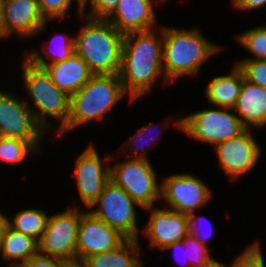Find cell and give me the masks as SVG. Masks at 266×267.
Segmentation results:
<instances>
[{
	"label": "cell",
	"instance_id": "f546056e",
	"mask_svg": "<svg viewBox=\"0 0 266 267\" xmlns=\"http://www.w3.org/2000/svg\"><path fill=\"white\" fill-rule=\"evenodd\" d=\"M40 11L47 21L63 20L74 0H37Z\"/></svg>",
	"mask_w": 266,
	"mask_h": 267
},
{
	"label": "cell",
	"instance_id": "9a60e30c",
	"mask_svg": "<svg viewBox=\"0 0 266 267\" xmlns=\"http://www.w3.org/2000/svg\"><path fill=\"white\" fill-rule=\"evenodd\" d=\"M167 207L161 209L151 206L143 209L150 211V217L142 232L149 239L150 246L160 250L180 241L189 233V216Z\"/></svg>",
	"mask_w": 266,
	"mask_h": 267
},
{
	"label": "cell",
	"instance_id": "30bf717a",
	"mask_svg": "<svg viewBox=\"0 0 266 267\" xmlns=\"http://www.w3.org/2000/svg\"><path fill=\"white\" fill-rule=\"evenodd\" d=\"M44 134L26 101L0 91V136L28 140L38 150Z\"/></svg>",
	"mask_w": 266,
	"mask_h": 267
},
{
	"label": "cell",
	"instance_id": "484cf974",
	"mask_svg": "<svg viewBox=\"0 0 266 267\" xmlns=\"http://www.w3.org/2000/svg\"><path fill=\"white\" fill-rule=\"evenodd\" d=\"M240 45L253 55L243 60L266 59V25L249 29L236 36Z\"/></svg>",
	"mask_w": 266,
	"mask_h": 267
},
{
	"label": "cell",
	"instance_id": "8d00e7d4",
	"mask_svg": "<svg viewBox=\"0 0 266 267\" xmlns=\"http://www.w3.org/2000/svg\"><path fill=\"white\" fill-rule=\"evenodd\" d=\"M65 267H88V264L84 259L75 258L65 260Z\"/></svg>",
	"mask_w": 266,
	"mask_h": 267
},
{
	"label": "cell",
	"instance_id": "e575fe53",
	"mask_svg": "<svg viewBox=\"0 0 266 267\" xmlns=\"http://www.w3.org/2000/svg\"><path fill=\"white\" fill-rule=\"evenodd\" d=\"M232 4L236 9L249 11L266 6V0H232Z\"/></svg>",
	"mask_w": 266,
	"mask_h": 267
},
{
	"label": "cell",
	"instance_id": "e0dca14e",
	"mask_svg": "<svg viewBox=\"0 0 266 267\" xmlns=\"http://www.w3.org/2000/svg\"><path fill=\"white\" fill-rule=\"evenodd\" d=\"M164 0H156V4ZM153 0H119L107 20L123 35L153 30L156 23Z\"/></svg>",
	"mask_w": 266,
	"mask_h": 267
},
{
	"label": "cell",
	"instance_id": "cb8c5ba5",
	"mask_svg": "<svg viewBox=\"0 0 266 267\" xmlns=\"http://www.w3.org/2000/svg\"><path fill=\"white\" fill-rule=\"evenodd\" d=\"M58 35L59 34L54 35L50 40V42L53 41L51 43H54V44L58 43V44L57 45L51 44L53 45V49H50V46H48L47 52L44 51V53L47 54L51 60L46 61L43 58L42 54L36 50L34 51L31 50L30 53H25L26 54L25 58L29 62H31L34 66H37L40 68H44L45 66L49 64L57 63L65 59H68L75 52L74 50L75 37H69L66 34L64 35L63 33H61L60 36ZM54 46L56 48H54Z\"/></svg>",
	"mask_w": 266,
	"mask_h": 267
},
{
	"label": "cell",
	"instance_id": "7402d4cb",
	"mask_svg": "<svg viewBox=\"0 0 266 267\" xmlns=\"http://www.w3.org/2000/svg\"><path fill=\"white\" fill-rule=\"evenodd\" d=\"M138 241V239H127L114 250L95 254L84 260L88 267H142L143 261L138 257L141 250Z\"/></svg>",
	"mask_w": 266,
	"mask_h": 267
},
{
	"label": "cell",
	"instance_id": "8fae6325",
	"mask_svg": "<svg viewBox=\"0 0 266 267\" xmlns=\"http://www.w3.org/2000/svg\"><path fill=\"white\" fill-rule=\"evenodd\" d=\"M161 183V200L173 211L189 215L207 204L211 197L208 185L192 174H172Z\"/></svg>",
	"mask_w": 266,
	"mask_h": 267
},
{
	"label": "cell",
	"instance_id": "836d02e7",
	"mask_svg": "<svg viewBox=\"0 0 266 267\" xmlns=\"http://www.w3.org/2000/svg\"><path fill=\"white\" fill-rule=\"evenodd\" d=\"M22 267H65V260L43 255L38 252Z\"/></svg>",
	"mask_w": 266,
	"mask_h": 267
},
{
	"label": "cell",
	"instance_id": "d4e9b609",
	"mask_svg": "<svg viewBox=\"0 0 266 267\" xmlns=\"http://www.w3.org/2000/svg\"><path fill=\"white\" fill-rule=\"evenodd\" d=\"M30 152L39 153V150L37 151L28 140L0 136V159L2 161L21 162Z\"/></svg>",
	"mask_w": 266,
	"mask_h": 267
},
{
	"label": "cell",
	"instance_id": "4316f807",
	"mask_svg": "<svg viewBox=\"0 0 266 267\" xmlns=\"http://www.w3.org/2000/svg\"><path fill=\"white\" fill-rule=\"evenodd\" d=\"M185 246L190 267H210L216 260L210 255L208 246L201 244L194 236L188 233L180 240Z\"/></svg>",
	"mask_w": 266,
	"mask_h": 267
},
{
	"label": "cell",
	"instance_id": "7c38bea8",
	"mask_svg": "<svg viewBox=\"0 0 266 267\" xmlns=\"http://www.w3.org/2000/svg\"><path fill=\"white\" fill-rule=\"evenodd\" d=\"M262 147L256 142L251 129H245L237 137L218 143L217 151L220 168L230 180H236L257 165Z\"/></svg>",
	"mask_w": 266,
	"mask_h": 267
},
{
	"label": "cell",
	"instance_id": "83f0119b",
	"mask_svg": "<svg viewBox=\"0 0 266 267\" xmlns=\"http://www.w3.org/2000/svg\"><path fill=\"white\" fill-rule=\"evenodd\" d=\"M249 82L266 88V59L241 60L236 63Z\"/></svg>",
	"mask_w": 266,
	"mask_h": 267
},
{
	"label": "cell",
	"instance_id": "f1b7e54d",
	"mask_svg": "<svg viewBox=\"0 0 266 267\" xmlns=\"http://www.w3.org/2000/svg\"><path fill=\"white\" fill-rule=\"evenodd\" d=\"M153 125H155V126H157L156 124H154V123H150L149 125H147V126H142L141 128H140V130H138L137 131V133L133 136V137H130V139L126 142V146H128L129 145V143L131 144L132 143V145H134L135 146V148L133 149V153H132V155L131 154H127L126 156L128 157V158H136V159H145V160H148V158H147V156H146V151L144 152V149H145V146H146V148H149L150 147V144L151 143H155V142H157V140H159L158 139V136L159 135H157L156 136V134L155 135H152V134H154V132L155 131H153ZM158 128V127H157ZM150 129H152V134L150 135V138H151V143H149L148 144V142L146 141L147 139H149V136H148V134L146 135V132H150ZM156 132H158V131H156ZM148 138H147V137ZM147 139H146V138ZM160 137V136H159ZM146 139V140H143V139ZM153 139V140H152ZM142 140V141H141ZM145 141V142H144ZM129 142V143H128ZM140 142V143H139ZM142 142V143H141ZM144 143H145V145H144ZM144 145V146H141V145ZM137 145V146H136ZM141 152V153H140ZM133 154H134V156H133Z\"/></svg>",
	"mask_w": 266,
	"mask_h": 267
},
{
	"label": "cell",
	"instance_id": "6da1fadb",
	"mask_svg": "<svg viewBox=\"0 0 266 267\" xmlns=\"http://www.w3.org/2000/svg\"><path fill=\"white\" fill-rule=\"evenodd\" d=\"M159 32L160 38L153 30L124 35L119 76L130 103L148 93L159 76L168 83L162 69L163 26Z\"/></svg>",
	"mask_w": 266,
	"mask_h": 267
},
{
	"label": "cell",
	"instance_id": "7a4b0ae2",
	"mask_svg": "<svg viewBox=\"0 0 266 267\" xmlns=\"http://www.w3.org/2000/svg\"><path fill=\"white\" fill-rule=\"evenodd\" d=\"M201 31L163 27L162 69L165 80L194 76L207 59L221 51V47L207 40Z\"/></svg>",
	"mask_w": 266,
	"mask_h": 267
},
{
	"label": "cell",
	"instance_id": "603a6c76",
	"mask_svg": "<svg viewBox=\"0 0 266 267\" xmlns=\"http://www.w3.org/2000/svg\"><path fill=\"white\" fill-rule=\"evenodd\" d=\"M9 217V227L40 241L46 228L48 215L42 209H24Z\"/></svg>",
	"mask_w": 266,
	"mask_h": 267
},
{
	"label": "cell",
	"instance_id": "d6a6232c",
	"mask_svg": "<svg viewBox=\"0 0 266 267\" xmlns=\"http://www.w3.org/2000/svg\"><path fill=\"white\" fill-rule=\"evenodd\" d=\"M188 216H189V233L192 236H194L201 244H204V245L207 246V243L206 242H207V240H209V238L213 234L212 233V229H213L212 226L210 225L208 227V230L209 231L202 232V233H204V235H202V233H199L200 228H201V226H200L201 223L200 222H201L202 219L206 220V218L205 217H202V218L199 217V218H197L195 212L190 213Z\"/></svg>",
	"mask_w": 266,
	"mask_h": 267
},
{
	"label": "cell",
	"instance_id": "4fadbf2b",
	"mask_svg": "<svg viewBox=\"0 0 266 267\" xmlns=\"http://www.w3.org/2000/svg\"><path fill=\"white\" fill-rule=\"evenodd\" d=\"M100 159L96 148L90 144L75 161L74 175L77 180L78 194L86 208L90 207L110 181L111 165L106 161L114 158L108 155L103 161Z\"/></svg>",
	"mask_w": 266,
	"mask_h": 267
},
{
	"label": "cell",
	"instance_id": "5b68a950",
	"mask_svg": "<svg viewBox=\"0 0 266 267\" xmlns=\"http://www.w3.org/2000/svg\"><path fill=\"white\" fill-rule=\"evenodd\" d=\"M22 73V80H24L23 83L30 100L38 109H33L26 102L32 110L35 120L46 132L53 127L48 123L47 117L58 119L61 123L53 128H58L57 132H60L67 125L70 116L71 96L53 83L44 68L34 66L25 57Z\"/></svg>",
	"mask_w": 266,
	"mask_h": 267
},
{
	"label": "cell",
	"instance_id": "60d3db41",
	"mask_svg": "<svg viewBox=\"0 0 266 267\" xmlns=\"http://www.w3.org/2000/svg\"><path fill=\"white\" fill-rule=\"evenodd\" d=\"M210 267H227V265H225L224 263H220L218 261H216L212 266Z\"/></svg>",
	"mask_w": 266,
	"mask_h": 267
},
{
	"label": "cell",
	"instance_id": "ab89813d",
	"mask_svg": "<svg viewBox=\"0 0 266 267\" xmlns=\"http://www.w3.org/2000/svg\"><path fill=\"white\" fill-rule=\"evenodd\" d=\"M0 38H5V31L3 26V0H0Z\"/></svg>",
	"mask_w": 266,
	"mask_h": 267
},
{
	"label": "cell",
	"instance_id": "ac0fdd59",
	"mask_svg": "<svg viewBox=\"0 0 266 267\" xmlns=\"http://www.w3.org/2000/svg\"><path fill=\"white\" fill-rule=\"evenodd\" d=\"M232 110H235L239 120L245 129L262 128L266 126V88L255 85L245 79L237 102Z\"/></svg>",
	"mask_w": 266,
	"mask_h": 267
},
{
	"label": "cell",
	"instance_id": "44dd1931",
	"mask_svg": "<svg viewBox=\"0 0 266 267\" xmlns=\"http://www.w3.org/2000/svg\"><path fill=\"white\" fill-rule=\"evenodd\" d=\"M38 252L39 245L36 239L7 227L0 241V253L3 261H10L8 267H22Z\"/></svg>",
	"mask_w": 266,
	"mask_h": 267
},
{
	"label": "cell",
	"instance_id": "277c9868",
	"mask_svg": "<svg viewBox=\"0 0 266 267\" xmlns=\"http://www.w3.org/2000/svg\"><path fill=\"white\" fill-rule=\"evenodd\" d=\"M127 95L119 74H97L71 96L70 116L67 125L59 132L64 134L81 124L102 120L116 103Z\"/></svg>",
	"mask_w": 266,
	"mask_h": 267
},
{
	"label": "cell",
	"instance_id": "ffe728a7",
	"mask_svg": "<svg viewBox=\"0 0 266 267\" xmlns=\"http://www.w3.org/2000/svg\"><path fill=\"white\" fill-rule=\"evenodd\" d=\"M242 85L243 72L237 64H234L230 74L212 78L205 88V95L210 104L233 109Z\"/></svg>",
	"mask_w": 266,
	"mask_h": 267
},
{
	"label": "cell",
	"instance_id": "9c48e42d",
	"mask_svg": "<svg viewBox=\"0 0 266 267\" xmlns=\"http://www.w3.org/2000/svg\"><path fill=\"white\" fill-rule=\"evenodd\" d=\"M83 213L76 206L48 217L38 242L39 253L63 260L77 258L78 226Z\"/></svg>",
	"mask_w": 266,
	"mask_h": 267
},
{
	"label": "cell",
	"instance_id": "ba28073f",
	"mask_svg": "<svg viewBox=\"0 0 266 267\" xmlns=\"http://www.w3.org/2000/svg\"><path fill=\"white\" fill-rule=\"evenodd\" d=\"M135 206L140 205L110 180L88 209L94 217L119 230L128 239H138Z\"/></svg>",
	"mask_w": 266,
	"mask_h": 267
},
{
	"label": "cell",
	"instance_id": "d590c367",
	"mask_svg": "<svg viewBox=\"0 0 266 267\" xmlns=\"http://www.w3.org/2000/svg\"><path fill=\"white\" fill-rule=\"evenodd\" d=\"M184 248H185V246L182 244V242H181V241H178V242H175V243H172V244L167 245V246L164 247L162 250H165V249H166V250H168V249H169V250H170V249L173 250V249H174V251H176V250L179 249V250H181V251L184 250V251H182V252L184 253V252H185V249H184ZM179 250H178V251H179ZM176 252H177V251H176ZM184 254H185V253H184ZM175 256H177V258H178V259L176 258L177 260H179V259L181 258V257L179 258L178 255H175ZM185 259H186V258H185ZM180 261H181V260H180ZM184 262H185V261H184ZM184 262H183V263H184ZM178 263L181 264L182 262H178ZM186 264H187V265H186ZM185 265H186L187 267L190 266L189 262H186L185 264H183V266H185ZM181 266H182V265H181Z\"/></svg>",
	"mask_w": 266,
	"mask_h": 267
},
{
	"label": "cell",
	"instance_id": "f35d334b",
	"mask_svg": "<svg viewBox=\"0 0 266 267\" xmlns=\"http://www.w3.org/2000/svg\"><path fill=\"white\" fill-rule=\"evenodd\" d=\"M90 0H76L77 4H78V13L81 16V18L85 17V12L84 9L87 6L86 4H89Z\"/></svg>",
	"mask_w": 266,
	"mask_h": 267
},
{
	"label": "cell",
	"instance_id": "52a82bcc",
	"mask_svg": "<svg viewBox=\"0 0 266 267\" xmlns=\"http://www.w3.org/2000/svg\"><path fill=\"white\" fill-rule=\"evenodd\" d=\"M110 180L124 189L141 209L161 200L162 185L157 184V175L149 160L128 158L110 166Z\"/></svg>",
	"mask_w": 266,
	"mask_h": 267
},
{
	"label": "cell",
	"instance_id": "3957f363",
	"mask_svg": "<svg viewBox=\"0 0 266 267\" xmlns=\"http://www.w3.org/2000/svg\"><path fill=\"white\" fill-rule=\"evenodd\" d=\"M75 36L74 50L94 74H119L124 35L107 19L86 17Z\"/></svg>",
	"mask_w": 266,
	"mask_h": 267
},
{
	"label": "cell",
	"instance_id": "74e56055",
	"mask_svg": "<svg viewBox=\"0 0 266 267\" xmlns=\"http://www.w3.org/2000/svg\"><path fill=\"white\" fill-rule=\"evenodd\" d=\"M8 222L9 218L4 216V214L0 212V241L3 235L5 234L7 227L9 226Z\"/></svg>",
	"mask_w": 266,
	"mask_h": 267
},
{
	"label": "cell",
	"instance_id": "d6986e66",
	"mask_svg": "<svg viewBox=\"0 0 266 267\" xmlns=\"http://www.w3.org/2000/svg\"><path fill=\"white\" fill-rule=\"evenodd\" d=\"M44 69L53 83L69 96L78 92L94 75L75 52L68 59L49 64Z\"/></svg>",
	"mask_w": 266,
	"mask_h": 267
},
{
	"label": "cell",
	"instance_id": "5bb4252c",
	"mask_svg": "<svg viewBox=\"0 0 266 267\" xmlns=\"http://www.w3.org/2000/svg\"><path fill=\"white\" fill-rule=\"evenodd\" d=\"M128 238L119 230L94 217L89 210L80 217L77 234V258L108 252L118 248Z\"/></svg>",
	"mask_w": 266,
	"mask_h": 267
},
{
	"label": "cell",
	"instance_id": "8992f818",
	"mask_svg": "<svg viewBox=\"0 0 266 267\" xmlns=\"http://www.w3.org/2000/svg\"><path fill=\"white\" fill-rule=\"evenodd\" d=\"M219 108V109H217ZM205 109L178 119L176 127L188 136L215 146L237 137L245 128L232 109Z\"/></svg>",
	"mask_w": 266,
	"mask_h": 267
},
{
	"label": "cell",
	"instance_id": "4dcf8cb0",
	"mask_svg": "<svg viewBox=\"0 0 266 267\" xmlns=\"http://www.w3.org/2000/svg\"><path fill=\"white\" fill-rule=\"evenodd\" d=\"M259 243H253L234 259L227 267H265L264 256Z\"/></svg>",
	"mask_w": 266,
	"mask_h": 267
},
{
	"label": "cell",
	"instance_id": "1f68e13d",
	"mask_svg": "<svg viewBox=\"0 0 266 267\" xmlns=\"http://www.w3.org/2000/svg\"><path fill=\"white\" fill-rule=\"evenodd\" d=\"M119 0H90L91 11L87 17L107 19L116 9Z\"/></svg>",
	"mask_w": 266,
	"mask_h": 267
},
{
	"label": "cell",
	"instance_id": "2e32d148",
	"mask_svg": "<svg viewBox=\"0 0 266 267\" xmlns=\"http://www.w3.org/2000/svg\"><path fill=\"white\" fill-rule=\"evenodd\" d=\"M47 22L37 0H3L5 38L12 33L21 39L34 37L44 31Z\"/></svg>",
	"mask_w": 266,
	"mask_h": 267
}]
</instances>
